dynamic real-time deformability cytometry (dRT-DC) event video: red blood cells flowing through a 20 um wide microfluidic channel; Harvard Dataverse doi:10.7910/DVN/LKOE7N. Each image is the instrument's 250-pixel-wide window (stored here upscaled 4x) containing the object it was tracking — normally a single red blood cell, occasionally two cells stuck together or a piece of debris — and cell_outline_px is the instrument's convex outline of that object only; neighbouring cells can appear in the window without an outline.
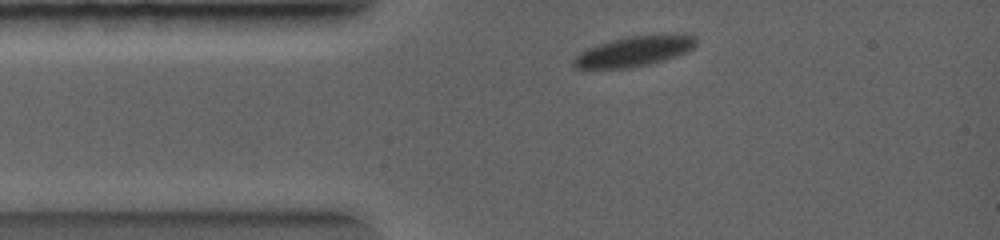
{"species": "common noctule bat (a hibernating species)", "species_latin": "Nyctalus noctula", "temperature_condition": "warm", "stored_images_in_passage": 2, "camera_frame_rate_fps": 5000, "um_per_image_px": 0.085, "animal": {"sex": "female", "body_mass_g": 19.0, "forearm_length_mm": 56.7}, "frame": {"image": 1, "passage_image": 1, "time_ms": 0.0, "image_size_px": [1000, 240], "cell_outline_px": [[696, 44], [688, 52], [664, 60], [632, 68], [576, 68], [572, 64], [572, 60], [580, 52], [588, 48], [612, 40], [628, 36], [676, 32], [684, 32], [696, 36]], "centroid_in_image_um": [54.0, 4.32], "position_along_channel_um": 31.0, "area_um2": 21.96}}